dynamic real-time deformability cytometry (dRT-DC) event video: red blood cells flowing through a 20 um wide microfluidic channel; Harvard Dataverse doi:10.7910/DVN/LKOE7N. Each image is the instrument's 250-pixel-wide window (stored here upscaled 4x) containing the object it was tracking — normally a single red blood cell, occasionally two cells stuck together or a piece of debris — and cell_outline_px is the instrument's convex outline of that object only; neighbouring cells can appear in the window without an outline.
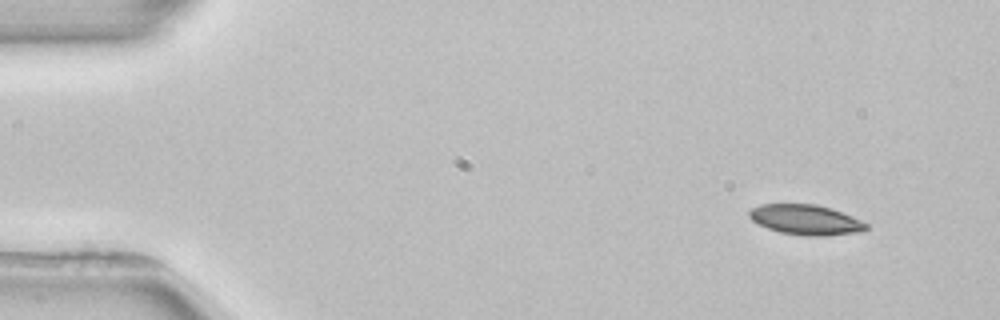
{"species": "common noctule bat (a hibernating species)", "species_latin": "Nyctalus noctula", "temperature_condition": "room temperature", "stored_images_in_passage": 6, "camera_frame_rate_fps": 3000, "um_per_image_px": 0.085, "animal": {"sex": "female", "body_mass_g": 22.7, "forearm_length_mm": 54.2}, "frame": {"image": 1, "passage_image": 1, "time_ms": 0.0, "image_size_px": [1000, 320], "cell_outline_px": [[868, 228], [864, 232], [824, 236], [804, 236], [780, 232], [768, 228], [752, 220], [748, 216], [748, 212], [752, 208], [760, 204], [816, 204], [832, 208], [852, 216], [868, 224]], "centroid_in_image_um": [68.52, 18.68], "position_along_channel_um": 16.5, "area_um2": 20.69}}